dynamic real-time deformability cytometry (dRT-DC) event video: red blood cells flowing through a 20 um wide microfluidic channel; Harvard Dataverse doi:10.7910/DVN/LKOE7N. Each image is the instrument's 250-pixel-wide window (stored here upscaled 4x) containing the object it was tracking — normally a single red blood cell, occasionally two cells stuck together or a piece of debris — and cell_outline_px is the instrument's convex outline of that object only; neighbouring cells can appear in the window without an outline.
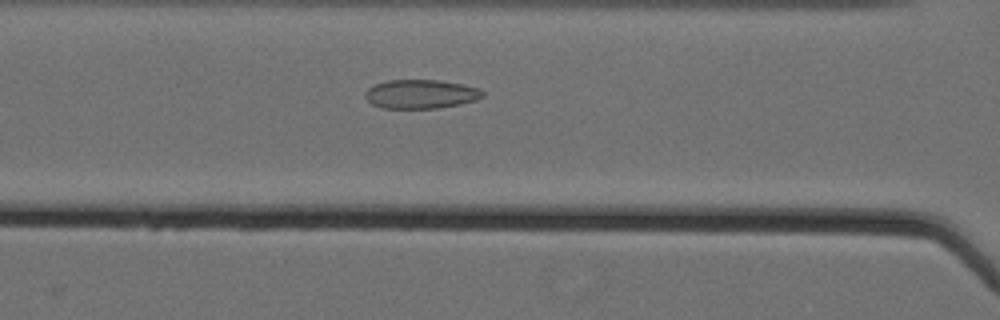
{"species": "Egyptian fruit bat (a non-hibernating species)", "species_latin": "Rousettus aegyptiacus", "temperature_condition": "cold", "stored_images_in_passage": 49, "camera_frame_rate_fps": 3000, "um_per_image_px": 0.085, "animal": {"sex": "female"}, "frame": {"image": 1, "passage_image": 18, "time_ms": 5.667, "image_size_px": [1000, 320], "cell_outline_px": [[484, 96], [476, 100], [460, 104], [436, 108], [380, 108], [372, 104], [364, 96], [364, 92], [372, 84], [388, 80], [440, 80], [464, 84], [480, 88], [484, 92]], "centroid_in_image_um": [35.76, 7.99], "position_along_channel_um": 130.8, "area_um2": 20.06}}
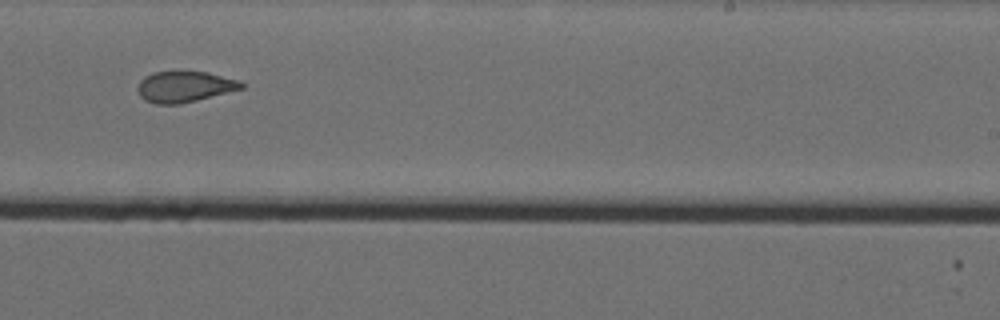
{"frame": {"image": 2, "passage_image": 30, "time_ms": 9.667, "image_size_px": [1000, 320], "cell_outline_px": [[244, 88], [180, 104], [152, 104], [144, 100], [140, 96], [136, 88], [140, 80], [144, 76], [152, 72], [208, 72], [240, 80], [244, 84]], "centroid_in_image_um": [15.66, 7.37], "position_along_channel_um": 273.3, "area_um2": 18.79}}
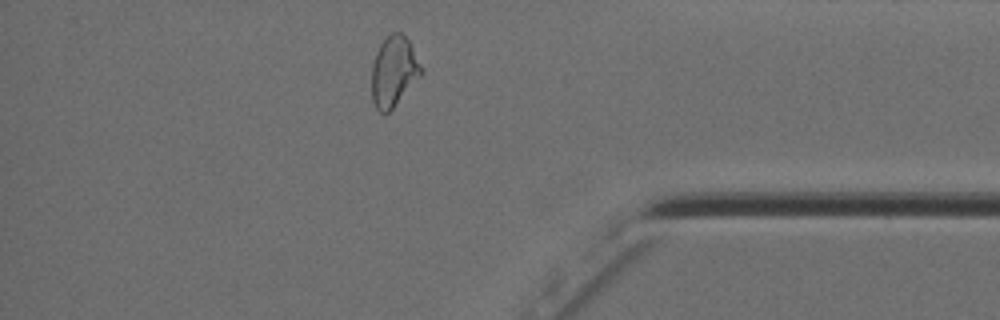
{"frame": {"image": 3, "passage_image": 42, "time_ms": 13.667, "image_size_px": [1000, 320], "cell_outline_px": [[420, 76], [392, 108], [388, 112], [380, 112], [376, 108], [372, 100], [372, 64], [376, 52], [384, 36], [392, 32], [400, 32], [408, 40], [420, 64]], "centroid_in_image_um": [33.42, 6.04], "position_along_channel_um": 401.8, "area_um2": 19.83}, "authors_computed_cell_mechanics": {"area_um2": 20.2878, "velocity_mm_per_s": 3.5668, "shape_relaxation_time_tau1_ms": null, "shape_relaxation_time_tau2_ms": 1.7651, "deformation_change_tau1": null, "deformation_change_tau2": 0.0772}}